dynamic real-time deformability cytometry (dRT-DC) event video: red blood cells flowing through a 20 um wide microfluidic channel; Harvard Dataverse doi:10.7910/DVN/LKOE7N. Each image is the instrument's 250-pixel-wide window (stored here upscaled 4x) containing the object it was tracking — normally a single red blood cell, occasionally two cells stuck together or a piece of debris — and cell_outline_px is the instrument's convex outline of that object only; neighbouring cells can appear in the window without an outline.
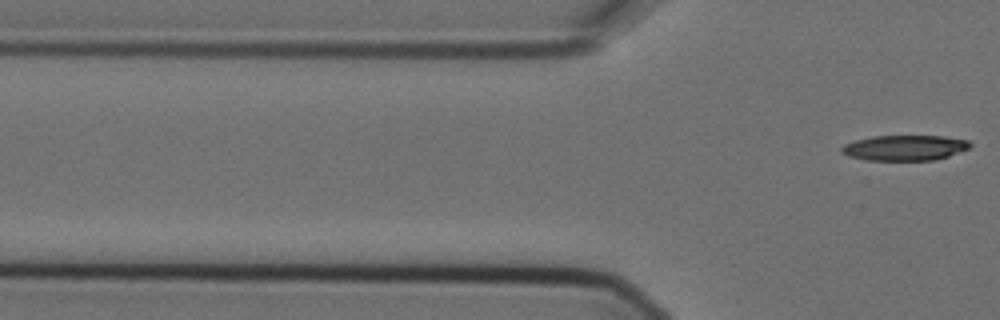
{"species": "Egyptian fruit bat (a non-hibernating species)", "species_latin": "Rousettus aegyptiacus", "temperature_condition": "cold", "stored_images_in_passage": 2, "camera_frame_rate_fps": 3000, "um_per_image_px": 0.085, "animal": {"sex": "female"}, "frame": {"image": 1, "passage_image": 2, "time_ms": 0.333, "image_size_px": [1000, 320], "cell_outline_px": [[972, 144], [968, 148], [948, 156], [932, 160], [864, 160], [848, 156], [840, 152], [840, 148], [844, 144], [856, 140], [872, 136], [944, 136], [968, 140]], "centroid_in_image_um": [76.86, 12.56], "position_along_channel_um": 48.9, "area_um2": 18.96}}